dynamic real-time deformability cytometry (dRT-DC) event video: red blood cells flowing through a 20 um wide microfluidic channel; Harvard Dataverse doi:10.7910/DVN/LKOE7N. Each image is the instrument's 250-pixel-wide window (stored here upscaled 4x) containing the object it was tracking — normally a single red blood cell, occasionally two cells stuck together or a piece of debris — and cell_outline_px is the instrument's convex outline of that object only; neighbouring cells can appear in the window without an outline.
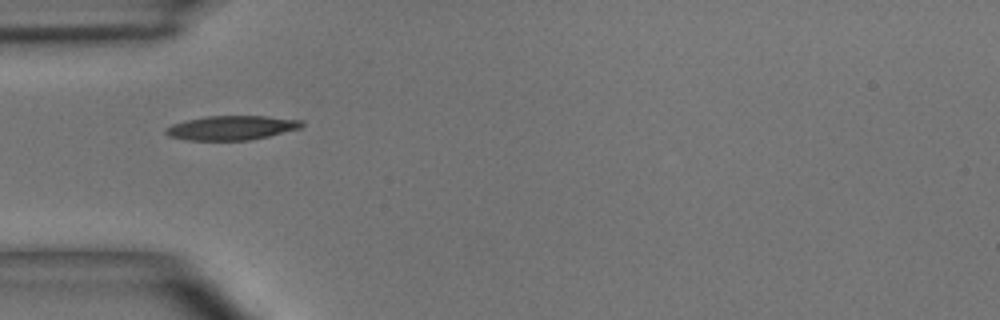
{"species": "common noctule bat (a hibernating species)", "species_latin": "Nyctalus noctula", "temperature_condition": "room temperature", "stored_images_in_passage": 6, "camera_frame_rate_fps": 3000, "um_per_image_px": 0.085, "animal": {"sex": "male", "body_mass_g": 15.6}, "frame": {"image": 1, "passage_image": 3, "time_ms": 3.333, "image_size_px": [1000, 320], "cell_outline_px": [[304, 124], [300, 128], [268, 136], [248, 140], [188, 140], [168, 136], [164, 132], [164, 128], [172, 124], [188, 120], [208, 116], [264, 116], [304, 120]], "centroid_in_image_um": [19.67, 10.86], "position_along_channel_um": 65.3, "area_um2": 19.13}}
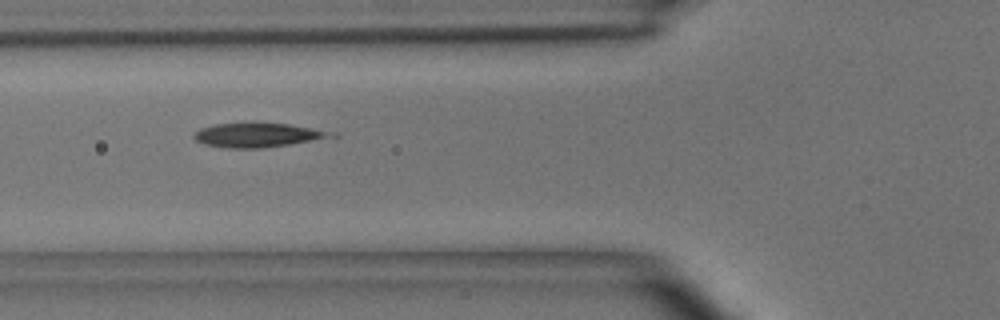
{"frame": {"image": 2, "passage_image": 4, "time_ms": 4.333, "image_size_px": [1000, 320], "cell_outline_px": [[324, 136], [308, 140], [288, 144], [260, 148], [228, 148], [204, 144], [196, 140], [192, 136], [200, 128], [216, 124], [252, 120], [288, 124], [312, 128], [324, 132]], "centroid_in_image_um": [21.62, 11.43], "position_along_channel_um": 104.2, "area_um2": 18.96}}